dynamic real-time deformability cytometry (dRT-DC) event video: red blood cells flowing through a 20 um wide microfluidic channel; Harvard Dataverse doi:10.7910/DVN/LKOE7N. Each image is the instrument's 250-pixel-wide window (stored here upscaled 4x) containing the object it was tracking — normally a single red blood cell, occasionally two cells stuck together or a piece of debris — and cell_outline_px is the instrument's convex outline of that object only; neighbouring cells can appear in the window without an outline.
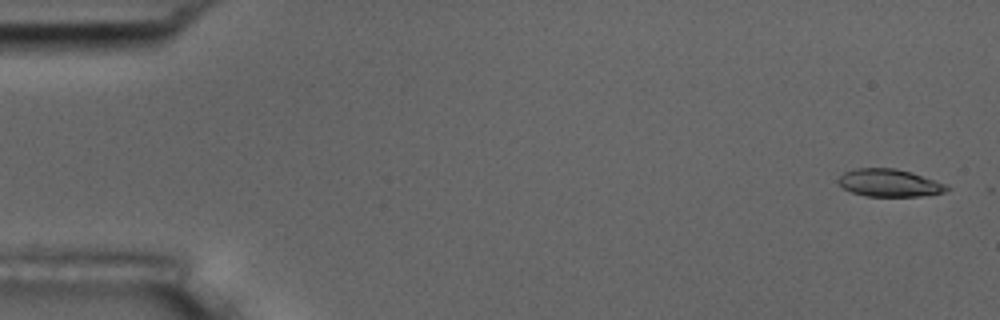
{"species": "common noctule bat (a hibernating species)", "species_latin": "Nyctalus noctula", "temperature_condition": "room temperature", "stored_images_in_passage": 5, "segment_of_instrument_passage": [1, 2], "camera_frame_rate_fps": 3000, "um_per_image_px": 0.085, "animal": {"sex": "male", "body_mass_g": 17.5, "forearm_length_mm": 52.3}, "frame": {"image": 1, "passage_image": 1, "time_ms": 0.0, "image_size_px": [1000, 320], "cell_outline_px": [[952, 188], [944, 192], [920, 196], [864, 196], [852, 192], [844, 188], [836, 180], [844, 172], [856, 168], [896, 168], [912, 172], [948, 184]], "centroid_in_image_um": [75.63, 15.54], "position_along_channel_um": 9.4, "area_um2": 17.57}}
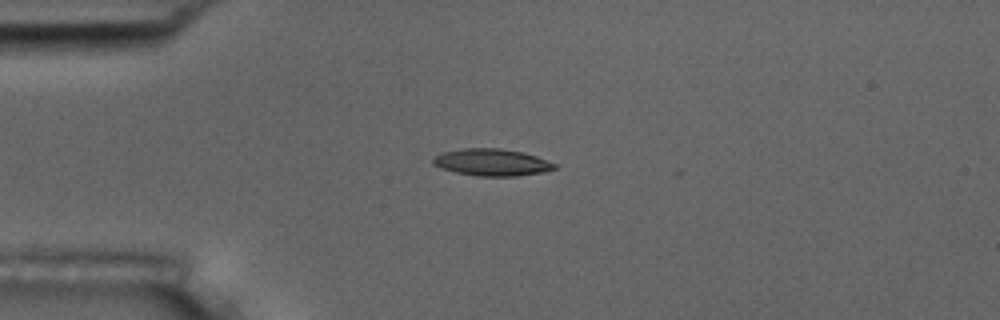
{"frame": {"image": 2, "passage_image": 4, "time_ms": 4.0, "image_size_px": [1000, 320], "cell_outline_px": [[556, 168], [544, 172], [516, 176], [476, 176], [456, 172], [440, 168], [432, 164], [432, 160], [436, 156], [444, 152], [464, 148], [500, 148], [524, 152], [536, 156], [556, 164]], "centroid_in_image_um": [41.81, 13.8], "position_along_channel_um": 43.2, "area_um2": 19.07}}